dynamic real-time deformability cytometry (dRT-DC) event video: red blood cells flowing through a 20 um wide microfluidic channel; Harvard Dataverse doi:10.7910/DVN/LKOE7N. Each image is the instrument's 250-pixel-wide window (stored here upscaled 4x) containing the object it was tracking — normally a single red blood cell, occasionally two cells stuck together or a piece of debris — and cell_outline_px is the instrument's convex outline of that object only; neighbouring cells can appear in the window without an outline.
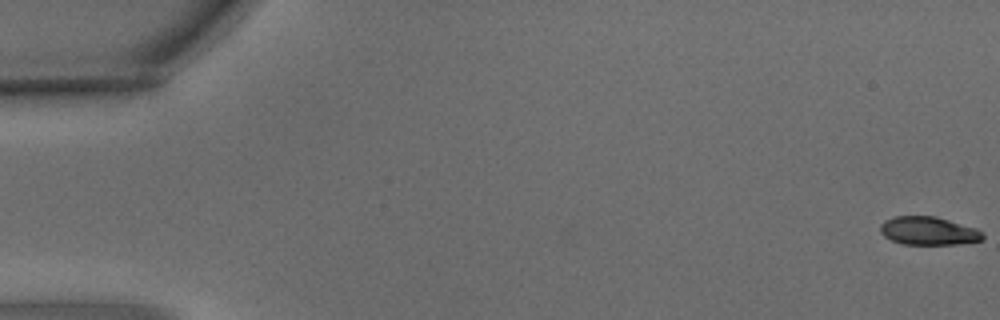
{"species": "common noctule bat (a hibernating species)", "species_latin": "Nyctalus noctula", "temperature_condition": "warm", "stored_images_in_passage": 5, "camera_frame_rate_fps": 3000, "um_per_image_px": 0.085, "animal": {"sex": "male", "body_mass_g": 15.6}, "frame": {"image": 1, "passage_image": 1, "time_ms": 0.0, "image_size_px": [1000, 320], "cell_outline_px": [[984, 240], [960, 244], [904, 244], [892, 240], [884, 236], [880, 232], [880, 224], [884, 220], [892, 216], [936, 216], [976, 228], [984, 232]], "centroid_in_image_um": [78.93, 19.62], "position_along_channel_um": 6.1, "area_um2": 17.05}}
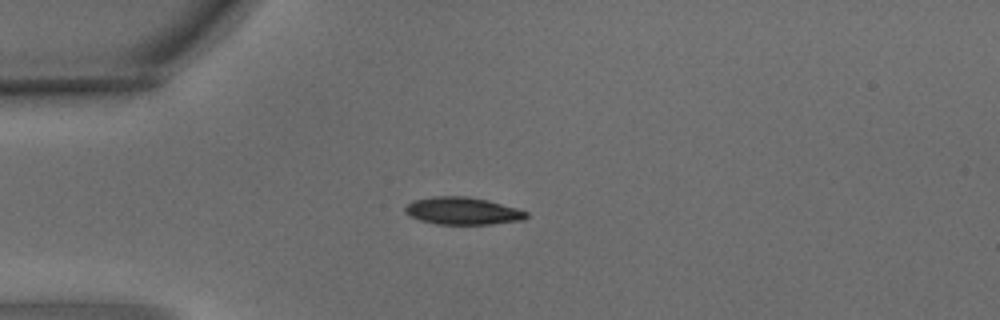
{"frame": {"image": 2, "passage_image": 5, "time_ms": 1.333, "image_size_px": [1000, 320], "cell_outline_px": [[528, 216], [524, 220], [492, 224], [436, 224], [420, 220], [408, 216], [404, 212], [404, 208], [412, 200], [432, 196], [468, 196], [488, 200], [516, 208], [528, 212]], "centroid_in_image_um": [39.3, 17.92], "position_along_channel_um": 45.7, "area_um2": 19.54}}